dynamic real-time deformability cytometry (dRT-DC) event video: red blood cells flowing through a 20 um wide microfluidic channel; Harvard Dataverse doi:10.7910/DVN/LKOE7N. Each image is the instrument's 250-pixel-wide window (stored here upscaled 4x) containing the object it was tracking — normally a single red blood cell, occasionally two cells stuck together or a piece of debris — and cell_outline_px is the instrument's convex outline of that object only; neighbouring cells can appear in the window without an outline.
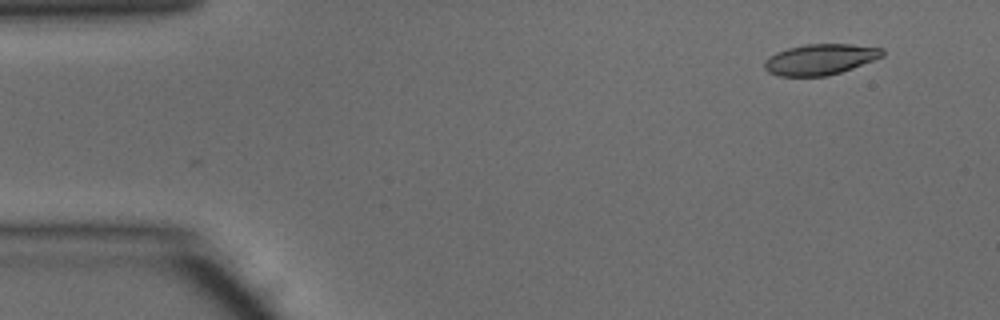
{"species": "common noctule bat (a hibernating species)", "species_latin": "Nyctalus noctula", "temperature_condition": "warm", "stored_images_in_passage": 26, "camera_frame_rate_fps": 3000, "um_per_image_px": 0.085, "animal": {"sex": "male", "body_mass_g": 15.6}, "frame": {"image": 1, "passage_image": 1, "time_ms": 0.0, "image_size_px": [1000, 320], "cell_outline_px": [[884, 56], [852, 68], [828, 76], [780, 76], [768, 72], [764, 68], [764, 60], [776, 52], [788, 48], [804, 44], [852, 44], [884, 48]], "centroid_in_image_um": [69.71, 5.04], "position_along_channel_um": 15.3, "area_um2": 21.21}}
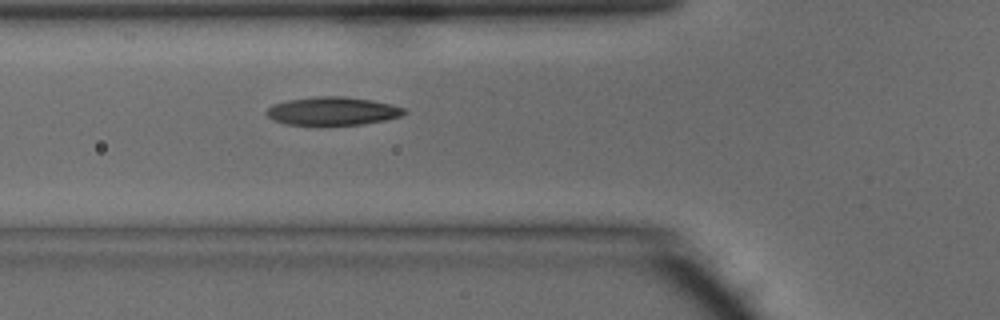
{"frame": {"image": 2, "passage_image": 14, "time_ms": 4.333, "image_size_px": [1000, 320], "cell_outline_px": [[408, 112], [400, 116], [384, 120], [360, 124], [284, 124], [272, 120], [264, 112], [272, 104], [288, 100], [312, 96], [344, 96], [372, 100], [392, 104], [404, 108]], "centroid_in_image_um": [28.24, 9.42], "position_along_channel_um": 97.6, "area_um2": 22.6}}
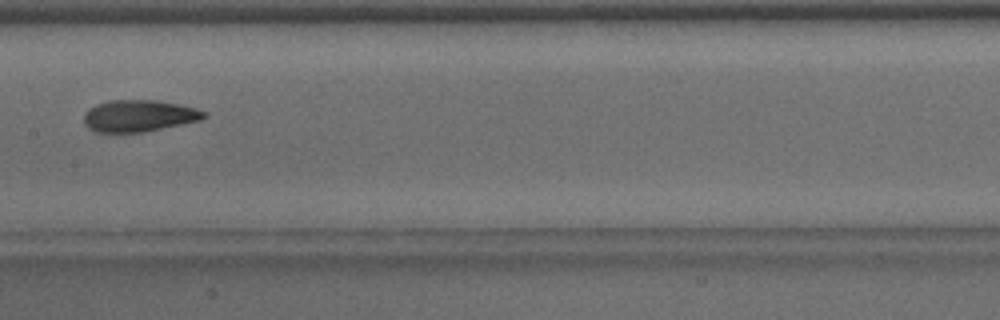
{"frame": {"image": 3, "passage_image": 21, "time_ms": 6.667, "image_size_px": [1000, 320], "cell_outline_px": [[208, 116], [200, 120], [144, 132], [96, 132], [88, 128], [84, 124], [84, 116], [88, 108], [96, 104], [108, 100], [156, 100], [196, 108], [208, 112]], "centroid_in_image_um": [11.8, 9.84], "position_along_channel_um": 195.6, "area_um2": 22.25}}